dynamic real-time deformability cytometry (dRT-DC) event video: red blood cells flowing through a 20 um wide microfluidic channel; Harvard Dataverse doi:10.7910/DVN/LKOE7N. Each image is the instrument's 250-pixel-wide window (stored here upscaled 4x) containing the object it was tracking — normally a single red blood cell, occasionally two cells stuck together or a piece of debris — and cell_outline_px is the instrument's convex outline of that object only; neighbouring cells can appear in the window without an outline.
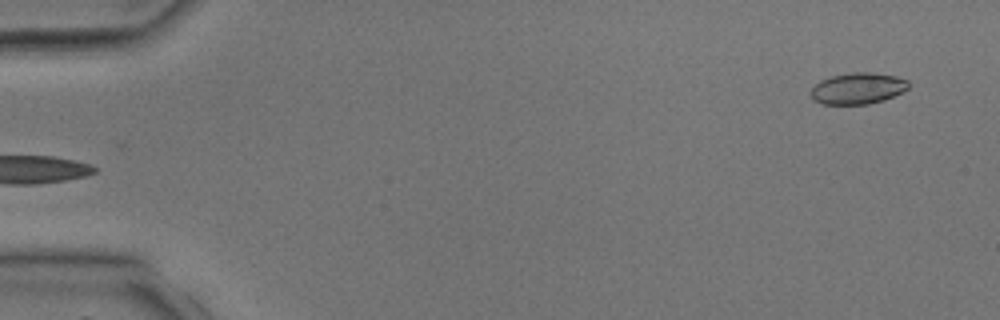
{"species": "common noctule bat (a hibernating species)", "species_latin": "Nyctalus noctula", "temperature_condition": "room temperature", "stored_images_in_passage": 4, "segment_of_instrument_passage": [2, 2], "camera_frame_rate_fps": 3000, "um_per_image_px": 0.085, "animal": {"sex": "male", "body_mass_g": 17.9, "forearm_length_mm": 54.2}, "frame": {"image": 1, "passage_image": 4, "time_ms": 3.333, "image_size_px": [1000, 320], "cell_outline_px": [[908, 88], [884, 100], [868, 104], [820, 104], [812, 100], [812, 88], [820, 80], [832, 76], [852, 72], [872, 72], [896, 76], [908, 80]], "centroid_in_image_um": [72.9, 7.51], "position_along_channel_um": 12.1, "area_um2": 17.74}}